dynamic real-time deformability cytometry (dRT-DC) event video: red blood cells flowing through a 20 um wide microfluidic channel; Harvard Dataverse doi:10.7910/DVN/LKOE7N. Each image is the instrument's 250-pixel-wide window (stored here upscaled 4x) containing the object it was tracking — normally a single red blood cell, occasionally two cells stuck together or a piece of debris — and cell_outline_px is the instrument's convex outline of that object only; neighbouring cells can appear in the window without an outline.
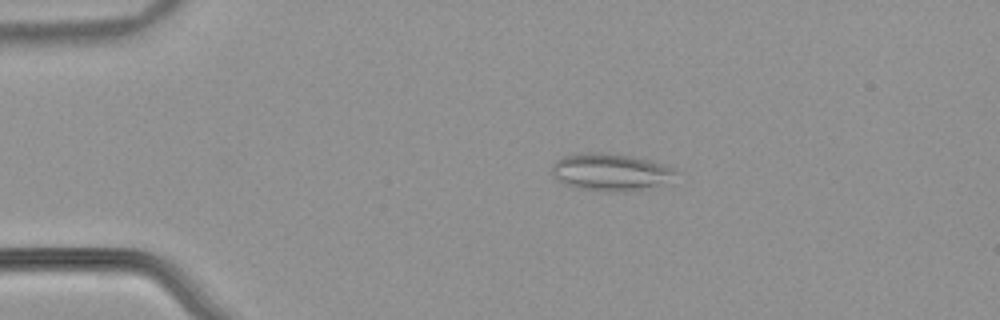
{"species": "common noctule bat (a hibernating species)", "species_latin": "Nyctalus noctula", "temperature_condition": "warm", "stored_images_in_passage": 54, "camera_frame_rate_fps": 3000, "um_per_image_px": 0.085, "animal": {"sex": "male", "body_mass_g": 21.5, "forearm_length_mm": 52.0}, "frame": {"image": 1, "passage_image": 12, "time_ms": 3.667, "image_size_px": [1000, 320], "cell_outline_px": [[680, 172], [656, 184], [640, 188], [608, 192], [580, 188], [556, 180], [552, 176], [552, 164], [556, 160], [564, 156], [588, 152], [600, 152], [632, 156], [652, 160], [664, 164]], "centroid_in_image_um": [51.81, 14.59], "position_along_channel_um": 33.2, "area_um2": 26.18}}
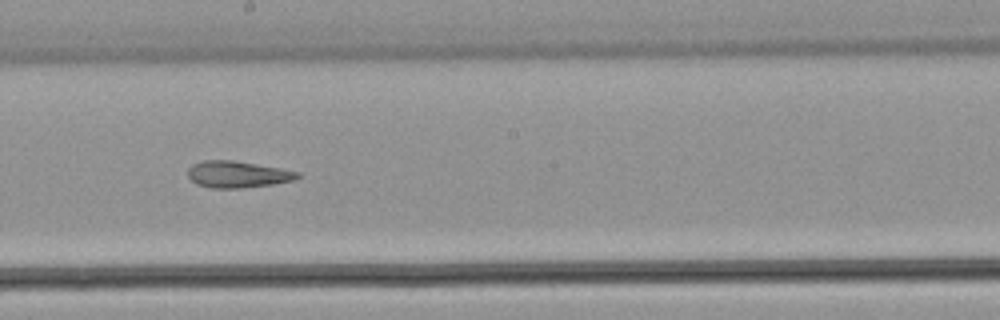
{"frame": {"image": 2, "passage_image": 31, "time_ms": 10.0, "image_size_px": [1000, 320], "cell_outline_px": [[300, 176], [292, 180], [272, 184], [240, 188], [212, 188], [196, 184], [188, 176], [188, 168], [192, 164], [204, 160], [232, 160], [280, 168], [300, 172]], "centroid_in_image_um": [20.16, 14.81], "position_along_channel_um": 228.0, "area_um2": 16.88}}
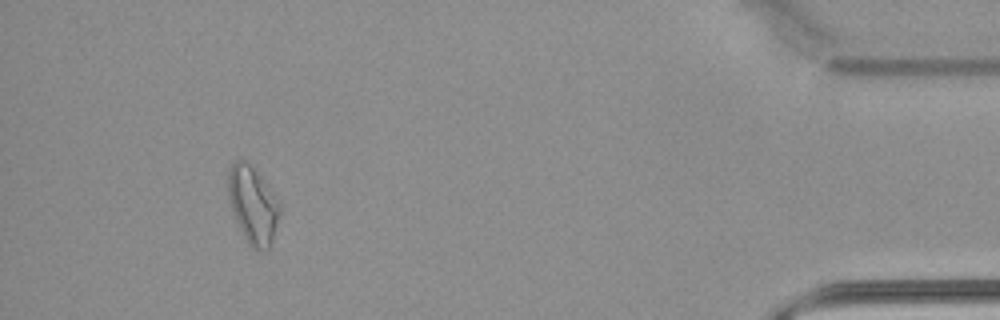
{"frame": {"image": 3, "passage_image": 50, "time_ms": 16.333, "image_size_px": [1000, 320], "cell_outline_px": [[280, 216], [268, 248], [264, 252], [256, 252], [248, 244], [232, 212], [228, 196], [228, 168], [236, 160], [244, 160], [252, 168], [268, 188], [280, 204]], "centroid_in_image_um": [21.47, 17.47], "position_along_channel_um": 413.7, "area_um2": 22.72}, "authors_computed_cell_mechanics": {"area_um2": 21.675, "velocity_mm_per_s": 3.9091, "shape_relaxation_time_tau1_ms": null, "shape_relaxation_time_tau2_ms": 4.7415, "deformation_change_tau1": null, "deformation_change_tau2": 0.1566}}